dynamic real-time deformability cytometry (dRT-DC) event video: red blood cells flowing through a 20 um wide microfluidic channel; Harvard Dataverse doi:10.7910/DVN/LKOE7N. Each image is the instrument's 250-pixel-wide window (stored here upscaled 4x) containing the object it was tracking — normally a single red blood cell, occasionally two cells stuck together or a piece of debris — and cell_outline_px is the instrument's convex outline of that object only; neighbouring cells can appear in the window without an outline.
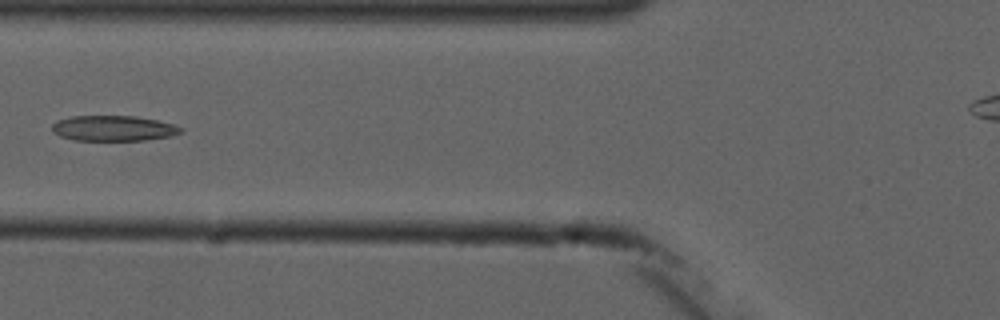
{"species": "common noctule bat (a hibernating species)", "species_latin": "Nyctalus noctula", "temperature_condition": "cold", "stored_images_in_passage": 5, "camera_frame_rate_fps": 3000, "um_per_image_px": 0.085, "animal": {"sex": "male", "forearm_length_mm": 52.5}, "frame": {"image": 1, "passage_image": 5, "time_ms": 4.667, "image_size_px": [1000, 320], "cell_outline_px": [[184, 132], [172, 136], [144, 140], [72, 140], [60, 136], [52, 132], [52, 124], [56, 120], [72, 116], [132, 116], [156, 120], [172, 124], [184, 128]], "centroid_in_image_um": [9.63, 10.91], "position_along_channel_um": 116.2, "area_um2": 19.13}}